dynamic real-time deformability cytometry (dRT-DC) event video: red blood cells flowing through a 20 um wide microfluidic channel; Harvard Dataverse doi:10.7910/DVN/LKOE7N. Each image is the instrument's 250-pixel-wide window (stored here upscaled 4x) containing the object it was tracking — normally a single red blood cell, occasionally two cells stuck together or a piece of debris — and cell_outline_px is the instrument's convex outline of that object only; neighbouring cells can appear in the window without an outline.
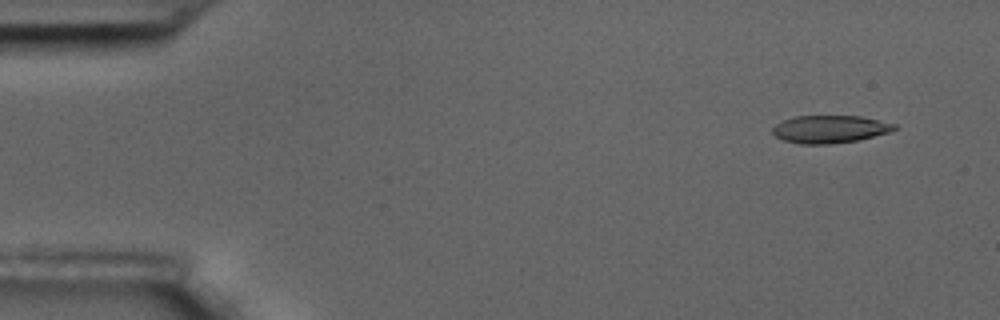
{"species": "common noctule bat (a hibernating species)", "species_latin": "Nyctalus noctula", "temperature_condition": "room temperature", "stored_images_in_passage": 58, "camera_frame_rate_fps": 3000, "um_per_image_px": 0.085, "animal": {"sex": "male", "body_mass_g": 17.5, "forearm_length_mm": 52.3}, "frame": {"image": 1, "passage_image": 4, "time_ms": 1.0, "image_size_px": [1000, 320], "cell_outline_px": [[896, 128], [892, 132], [856, 140], [828, 144], [800, 144], [784, 140], [776, 136], [772, 132], [772, 128], [780, 120], [796, 116], [860, 116], [896, 124]], "centroid_in_image_um": [70.52, 10.97], "position_along_channel_um": 14.5, "area_um2": 19.59}}
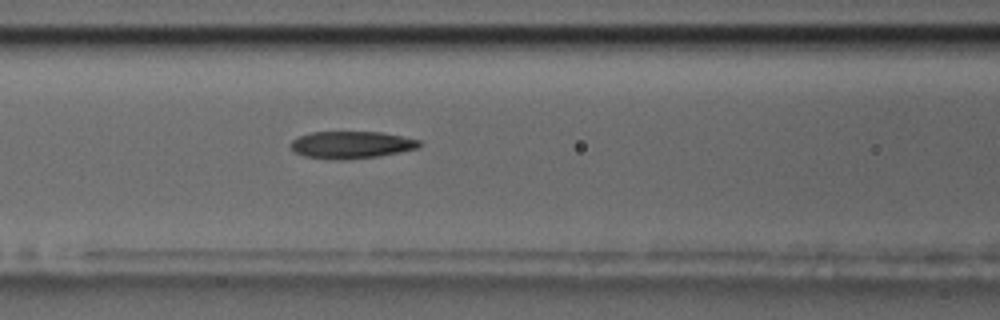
{"frame": {"image": 2, "passage_image": 24, "time_ms": 7.667, "image_size_px": [1000, 320], "cell_outline_px": [[420, 144], [416, 148], [400, 152], [376, 156], [344, 160], [332, 160], [304, 156], [296, 152], [288, 144], [296, 136], [312, 132], [380, 132], [420, 140]], "centroid_in_image_um": [29.79, 12.31], "position_along_channel_um": 136.8, "area_um2": 20.35}}
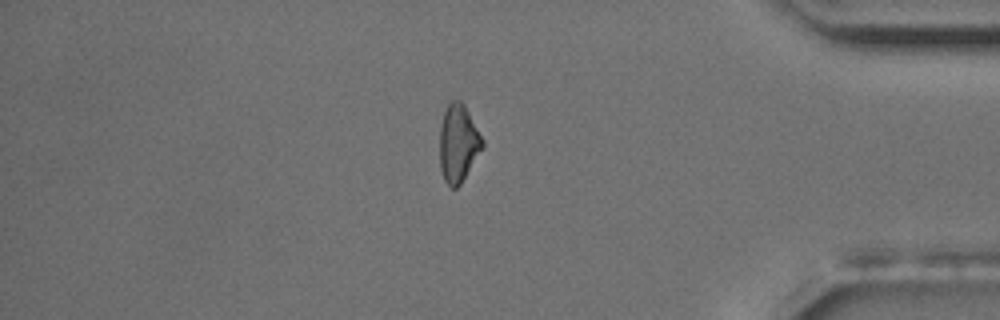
{"frame": {"image": 3, "passage_image": 49, "time_ms": 16.0, "image_size_px": [1000, 320], "cell_outline_px": [[484, 148], [460, 184], [456, 188], [452, 188], [444, 180], [440, 168], [440, 124], [444, 112], [448, 104], [452, 100], [460, 100], [464, 104], [484, 140]], "centroid_in_image_um": [38.96, 12.18], "position_along_channel_um": 396.2, "area_um2": 19.42}, "authors_computed_cell_mechanics": {"area_um2": 20.5479, "velocity_mm_per_s": 3.4842, "shape_relaxation_time_tau1_ms": 6.248, "shape_relaxation_time_tau2_ms": 3.9652, "deformation_change_tau1": 0.2017, "deformation_change_tau2": 0.1384}}